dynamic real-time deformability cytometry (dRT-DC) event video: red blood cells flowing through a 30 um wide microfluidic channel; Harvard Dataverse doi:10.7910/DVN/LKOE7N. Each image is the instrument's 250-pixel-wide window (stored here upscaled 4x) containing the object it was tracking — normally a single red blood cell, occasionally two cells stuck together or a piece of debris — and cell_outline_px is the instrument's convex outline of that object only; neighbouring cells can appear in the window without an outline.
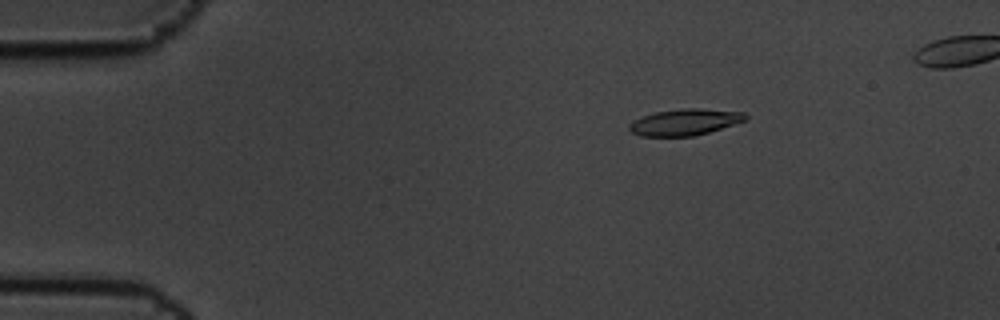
{"species": "common noctule bat (a hibernating species)", "species_latin": "Nyctalus noctula", "temperature_condition": "cold", "stored_images_in_passage": 6, "camera_frame_rate_fps": 3000, "um_per_image_px": 0.085, "animal": {"sex": "male", "body_mass_g": 19.5, "forearm_length_mm": 54.6}, "frame": {"image": 1, "passage_image": 3, "time_ms": 0.667, "image_size_px": [1000, 320], "cell_outline_px": [[748, 120], [708, 132], [692, 136], [640, 136], [632, 132], [628, 128], [628, 124], [644, 116], [656, 112], [684, 108], [700, 108], [744, 112], [748, 116]], "centroid_in_image_um": [58.25, 10.37], "position_along_channel_um": 26.7, "area_um2": 17.74}}